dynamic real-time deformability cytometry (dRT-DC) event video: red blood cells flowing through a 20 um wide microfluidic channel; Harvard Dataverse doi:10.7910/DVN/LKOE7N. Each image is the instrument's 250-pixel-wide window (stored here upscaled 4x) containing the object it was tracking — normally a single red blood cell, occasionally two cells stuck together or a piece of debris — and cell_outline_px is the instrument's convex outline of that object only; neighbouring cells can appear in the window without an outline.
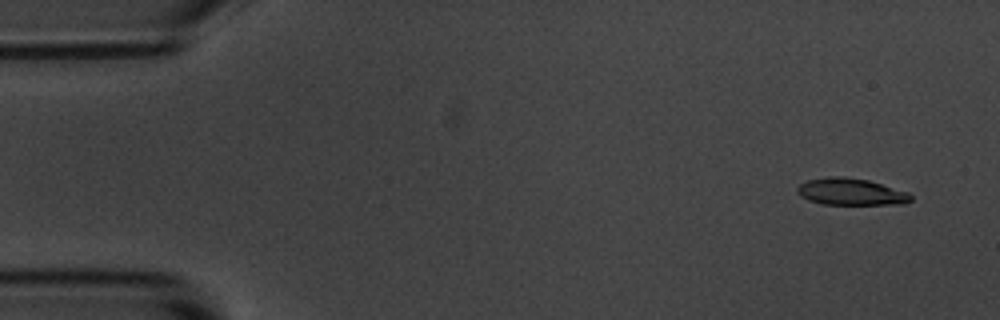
{"species": "common noctule bat (a hibernating species)", "species_latin": "Nyctalus noctula", "temperature_condition": "room temperature", "stored_images_in_passage": 5, "camera_frame_rate_fps": 3000, "um_per_image_px": 0.085, "animal": {"sex": "male", "body_mass_g": 20.1, "forearm_length_mm": 53.5}, "frame": {"image": 1, "passage_image": 1, "time_ms": 0.0, "image_size_px": [1000, 320], "cell_outline_px": [[912, 200], [904, 204], [824, 204], [808, 200], [800, 196], [796, 192], [796, 188], [800, 184], [808, 180], [828, 176], [844, 176], [868, 180], [908, 192], [912, 196]], "centroid_in_image_um": [72.31, 16.3], "position_along_channel_um": 12.7, "area_um2": 17.8}}
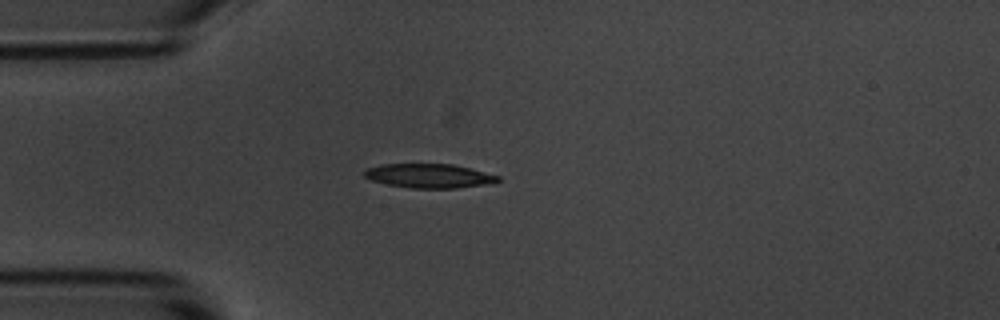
{"frame": {"image": 2, "passage_image": 4, "time_ms": 3.667, "image_size_px": [1000, 320], "cell_outline_px": [[500, 180], [484, 184], [456, 188], [412, 188], [388, 184], [372, 180], [364, 176], [364, 168], [380, 164], [452, 164], [500, 176]], "centroid_in_image_um": [36.41, 14.94], "position_along_channel_um": 48.6, "area_um2": 18.55}}